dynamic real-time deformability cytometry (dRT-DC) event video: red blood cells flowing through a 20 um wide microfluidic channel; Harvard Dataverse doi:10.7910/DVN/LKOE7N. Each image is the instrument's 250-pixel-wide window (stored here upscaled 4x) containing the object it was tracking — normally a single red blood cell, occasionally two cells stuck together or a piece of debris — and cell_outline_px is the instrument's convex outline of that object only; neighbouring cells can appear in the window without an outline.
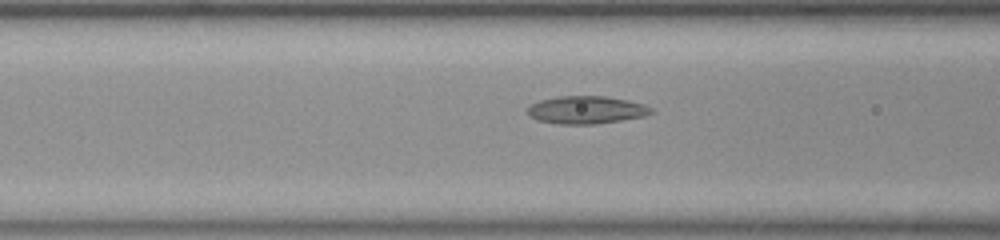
{"species": "common noctule bat (a hibernating species)", "species_latin": "Nyctalus noctula", "temperature_condition": "room temperature", "stored_images_in_passage": 39, "camera_frame_rate_fps": 3000, "um_per_image_px": 0.085, "animal": {"sex": "female", "body_mass_g": 23.0, "forearm_length_mm": 53.4}, "frame": {"image": 1, "passage_image": 16, "time_ms": 5.0, "image_size_px": [1000, 240], "cell_outline_px": [[656, 112], [644, 116], [596, 124], [556, 124], [536, 120], [528, 116], [528, 108], [532, 104], [540, 100], [560, 96], [604, 96], [628, 100], [644, 104], [652, 108]], "centroid_in_image_um": [49.84, 9.35], "position_along_channel_um": 116.8, "area_um2": 20.06}}
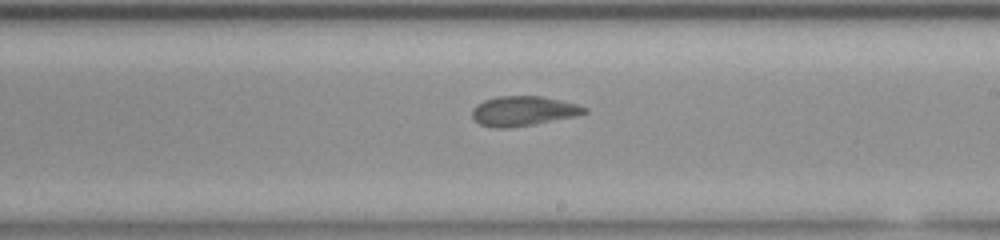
{"frame": {"image": 2, "passage_image": 26, "time_ms": 8.333, "image_size_px": [1000, 240], "cell_outline_px": [[588, 112], [576, 116], [532, 124], [508, 128], [496, 128], [480, 124], [472, 116], [472, 108], [476, 104], [484, 100], [496, 96], [540, 96], [576, 104], [588, 108]], "centroid_in_image_um": [44.45, 9.43], "position_along_channel_um": 244.5, "area_um2": 19.31}}
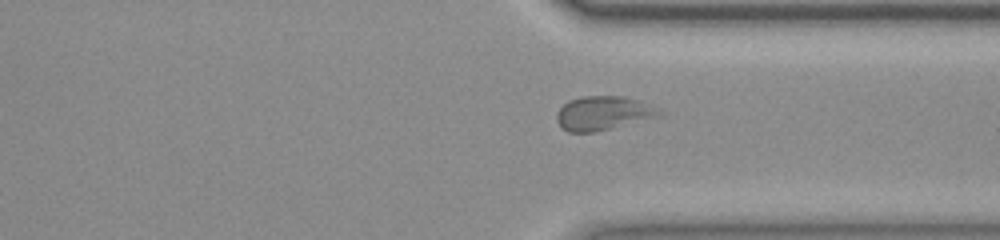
{"frame": {"image": 3, "passage_image": 35, "time_ms": 11.333, "image_size_px": [1000, 240], "cell_outline_px": [[668, 112], [664, 116], [592, 132], [568, 132], [560, 128], [556, 120], [556, 116], [560, 108], [568, 100], [580, 96], [624, 96], [640, 100], [660, 108]], "centroid_in_image_um": [51.35, 9.61], "position_along_channel_um": 360.1, "area_um2": 20.81}}